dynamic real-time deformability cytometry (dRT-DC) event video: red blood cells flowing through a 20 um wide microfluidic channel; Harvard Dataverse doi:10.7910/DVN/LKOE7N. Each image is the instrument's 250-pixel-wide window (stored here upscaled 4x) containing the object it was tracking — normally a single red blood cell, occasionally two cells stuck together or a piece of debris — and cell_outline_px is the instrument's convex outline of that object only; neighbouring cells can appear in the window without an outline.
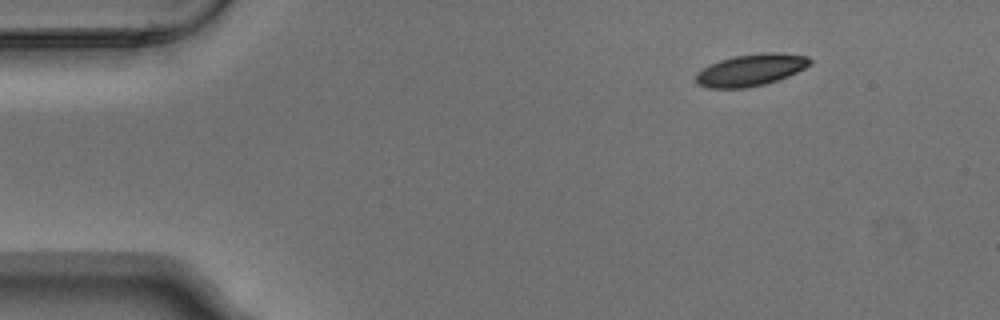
{"species": "Egyptian fruit bat (a non-hibernating species)", "species_latin": "Rousettus aegyptiacus", "temperature_condition": "warm", "stored_images_in_passage": 5, "camera_frame_rate_fps": 3000, "um_per_image_px": 0.085, "animal": {"sex": "male"}, "frame": {"image": 1, "passage_image": 1, "time_ms": 0.0, "image_size_px": [1000, 320], "cell_outline_px": [[812, 64], [788, 76], [764, 84], [744, 88], [708, 88], [700, 84], [696, 80], [696, 72], [708, 64], [720, 60], [736, 56], [764, 52], [776, 52], [808, 56], [812, 60]], "centroid_in_image_um": [63.82, 5.94], "position_along_channel_um": 21.2, "area_um2": 21.1}}
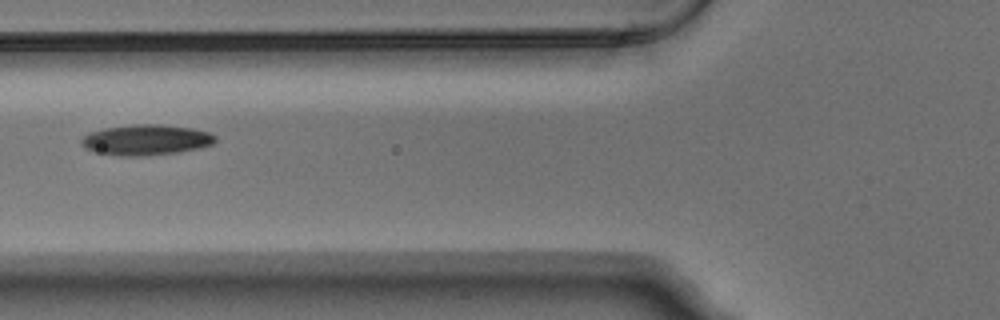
{"frame": {"image": 2, "passage_image": 5, "time_ms": 1.333, "image_size_px": [1000, 320], "cell_outline_px": [[216, 140], [212, 144], [196, 148], [176, 152], [140, 156], [120, 156], [92, 152], [84, 148], [80, 144], [80, 140], [88, 132], [104, 128], [132, 124], [160, 124], [192, 128], [208, 132], [216, 136]], "centroid_in_image_um": [12.33, 11.88], "position_along_channel_um": 113.5, "area_um2": 23.93}}